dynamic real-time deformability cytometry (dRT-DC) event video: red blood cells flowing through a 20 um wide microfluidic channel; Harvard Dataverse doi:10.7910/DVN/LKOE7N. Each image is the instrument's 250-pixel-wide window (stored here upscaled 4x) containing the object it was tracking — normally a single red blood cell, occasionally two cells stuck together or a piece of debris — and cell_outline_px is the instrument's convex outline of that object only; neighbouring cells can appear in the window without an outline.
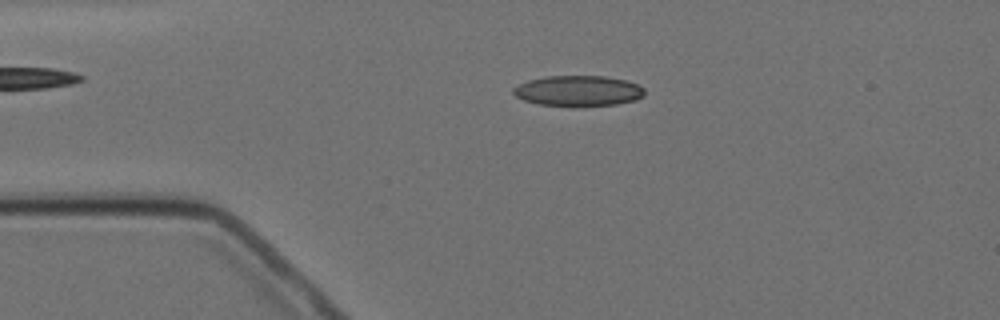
{"species": "Egyptian fruit bat (a non-hibernating species)", "species_latin": "Rousettus aegyptiacus", "temperature_condition": "cold", "stored_images_in_passage": 5, "camera_frame_rate_fps": 3000, "um_per_image_px": 0.085, "animal": {"sex": "female"}, "frame": {"image": 1, "passage_image": 4, "time_ms": 3.333, "image_size_px": [1000, 320], "cell_outline_px": [[644, 96], [636, 100], [616, 104], [580, 108], [572, 108], [536, 104], [524, 100], [516, 96], [512, 92], [512, 88], [528, 80], [544, 76], [604, 76], [624, 80], [640, 84], [644, 88]], "centroid_in_image_um": [49.15, 7.75], "position_along_channel_um": 35.9, "area_um2": 24.1}}